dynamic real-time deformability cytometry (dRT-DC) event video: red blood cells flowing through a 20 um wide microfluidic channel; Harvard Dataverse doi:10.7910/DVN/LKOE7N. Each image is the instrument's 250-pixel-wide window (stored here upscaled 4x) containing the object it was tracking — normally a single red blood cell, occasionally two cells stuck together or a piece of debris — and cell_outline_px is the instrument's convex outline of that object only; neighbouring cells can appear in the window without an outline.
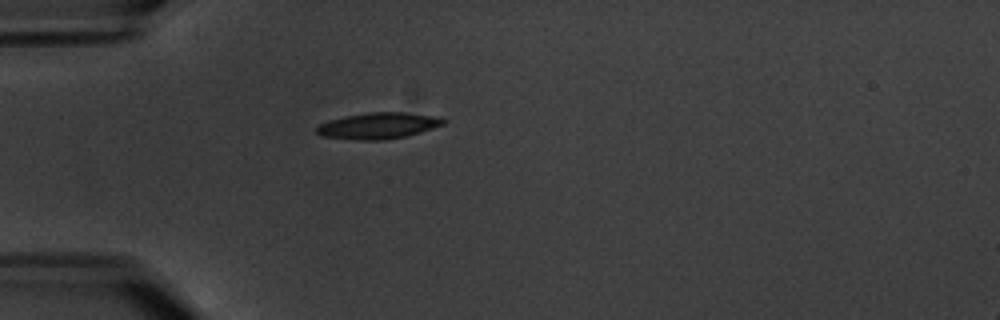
{"species": "common noctule bat (a hibernating species)", "species_latin": "Nyctalus noctula", "temperature_condition": "warm", "stored_images_in_passage": 1, "camera_frame_rate_fps": 3000, "um_per_image_px": 0.085, "animal": {"sex": "male", "body_mass_g": 20.1, "forearm_length_mm": 53.5}, "frame": {"image": 1, "passage_image": 1, "time_ms": 0.0, "image_size_px": [1000, 320], "cell_outline_px": [[448, 120], [444, 124], [420, 132], [404, 136], [384, 140], [356, 140], [320, 136], [316, 132], [316, 128], [320, 124], [328, 120], [344, 116], [368, 112], [404, 112], [432, 116]], "centroid_in_image_um": [32.1, 10.68], "position_along_channel_um": 52.9, "area_um2": 19.31}}